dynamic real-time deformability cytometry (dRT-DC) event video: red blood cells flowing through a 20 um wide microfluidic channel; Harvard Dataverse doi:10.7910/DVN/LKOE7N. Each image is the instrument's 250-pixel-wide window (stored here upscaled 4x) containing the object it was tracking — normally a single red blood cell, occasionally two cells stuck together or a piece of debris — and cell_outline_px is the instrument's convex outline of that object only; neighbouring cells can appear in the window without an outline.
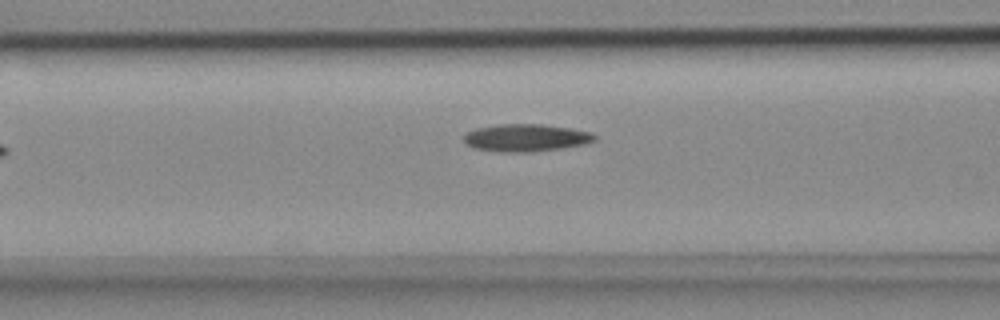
{"species": "common noctule bat (a hibernating species)", "species_latin": "Nyctalus noctula", "temperature_condition": "cold", "stored_images_in_passage": 6, "segment_of_instrument_passage": [2, 2], "camera_frame_rate_fps": 3000, "um_per_image_px": 0.085, "animal": {"sex": "female", "body_mass_g": 18.4}, "frame": {"image": 1, "passage_image": 6, "time_ms": 1.667, "image_size_px": [1000, 320], "cell_outline_px": [[596, 140], [588, 144], [560, 148], [528, 152], [500, 152], [472, 148], [464, 140], [464, 136], [468, 132], [476, 128], [500, 124], [540, 124], [572, 128], [592, 132], [596, 136]], "centroid_in_image_um": [44.74, 11.71], "position_along_channel_um": 121.9, "area_um2": 20.98}}